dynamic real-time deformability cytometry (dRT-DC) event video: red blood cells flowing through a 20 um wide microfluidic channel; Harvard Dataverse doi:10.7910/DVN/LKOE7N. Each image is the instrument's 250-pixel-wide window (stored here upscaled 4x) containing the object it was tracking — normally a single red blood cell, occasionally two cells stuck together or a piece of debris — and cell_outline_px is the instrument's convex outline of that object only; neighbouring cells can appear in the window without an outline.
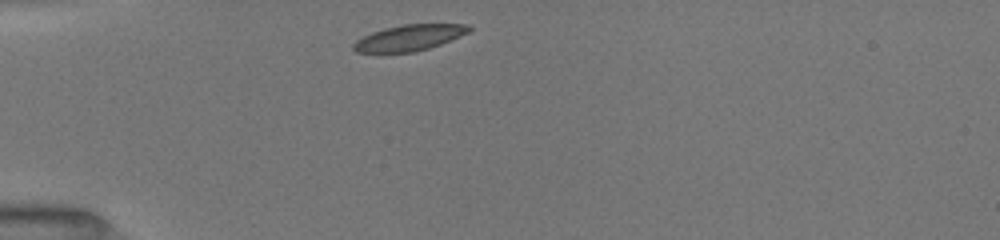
{"species": "common noctule bat (a hibernating species)", "species_latin": "Nyctalus noctula", "temperature_condition": "room temperature", "stored_images_in_passage": 37, "camera_frame_rate_fps": 3000, "um_per_image_px": 0.085, "animal": {"sex": "female", "body_mass_g": 19.5, "forearm_length_mm": 54.1}, "frame": {"image": 1, "passage_image": 1, "time_ms": 0.0, "image_size_px": [1000, 240], "cell_outline_px": [[472, 28], [468, 32], [460, 36], [440, 44], [428, 48], [412, 52], [380, 56], [356, 52], [352, 48], [352, 44], [356, 40], [372, 32], [384, 28], [404, 24], [464, 24]], "centroid_in_image_um": [34.65, 3.26], "position_along_channel_um": 50.3, "area_um2": 18.03}}
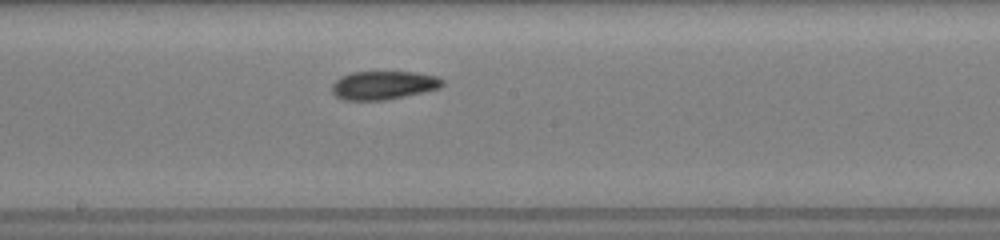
{"frame": {"image": 2, "passage_image": 15, "time_ms": 4.667, "image_size_px": [1000, 240], "cell_outline_px": [[444, 84], [440, 88], [424, 92], [384, 100], [344, 100], [336, 96], [332, 92], [332, 84], [340, 76], [352, 72], [416, 72], [436, 76], [444, 80]], "centroid_in_image_um": [32.6, 7.24], "position_along_channel_um": 215.6, "area_um2": 18.38}}
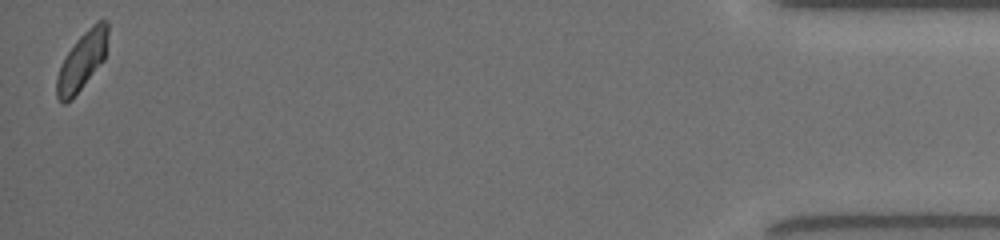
{"frame": {"image": 3, "passage_image": 37, "time_ms": 12.0, "image_size_px": [1000, 240], "cell_outline_px": [[108, 36], [104, 60], [72, 100], [64, 104], [56, 96], [56, 76], [68, 52], [76, 40], [96, 20], [108, 20]], "centroid_in_image_um": [6.98, 5.18], "position_along_channel_um": 428.2, "area_um2": 17.28}, "authors_computed_cell_mechanics": {"area_um2": 18.0914, "velocity_mm_per_s": 4.0048, "shape_relaxation_time_tau1_ms": 4.5372, "shape_relaxation_time_tau2_ms": 3.2212, "deformation_change_tau1": 0.1153, "deformation_change_tau2": 0.0739}}